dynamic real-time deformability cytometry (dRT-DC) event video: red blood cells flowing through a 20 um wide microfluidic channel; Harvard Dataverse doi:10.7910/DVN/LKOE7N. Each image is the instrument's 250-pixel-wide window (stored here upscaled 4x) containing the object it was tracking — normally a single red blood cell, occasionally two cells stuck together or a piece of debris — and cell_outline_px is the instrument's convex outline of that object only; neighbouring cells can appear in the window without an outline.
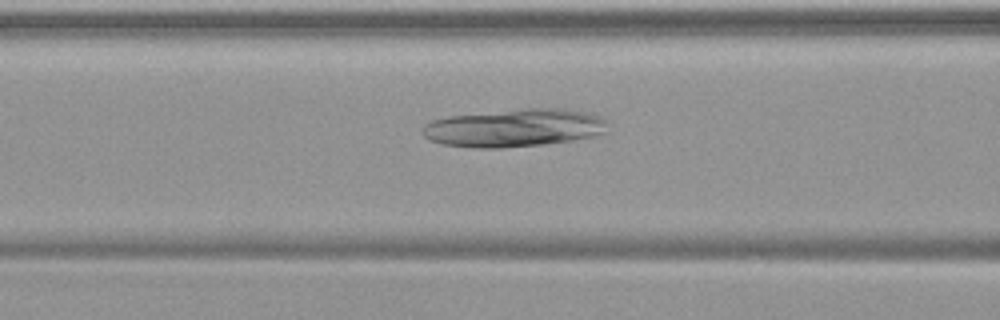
{"species": "common noctule bat (a hibernating species)", "species_latin": "Nyctalus noctula", "temperature_condition": "warm", "stored_images_in_passage": 53, "camera_frame_rate_fps": 3000, "um_per_image_px": 0.085, "animal": {"sex": "female", "body_mass_g": 19.9}, "frame": {"image": 1, "passage_image": 22, "time_ms": 7.0, "image_size_px": [1000, 320], "cell_outline_px": [[604, 132], [596, 136], [572, 140], [544, 144], [500, 148], [476, 148], [444, 144], [432, 140], [424, 136], [420, 132], [420, 128], [424, 124], [432, 120], [448, 116], [528, 108], [564, 108], [588, 112], [600, 116], [604, 120]], "centroid_in_image_um": [43.68, 10.87], "position_along_channel_um": 122.9, "area_um2": 40.86}}
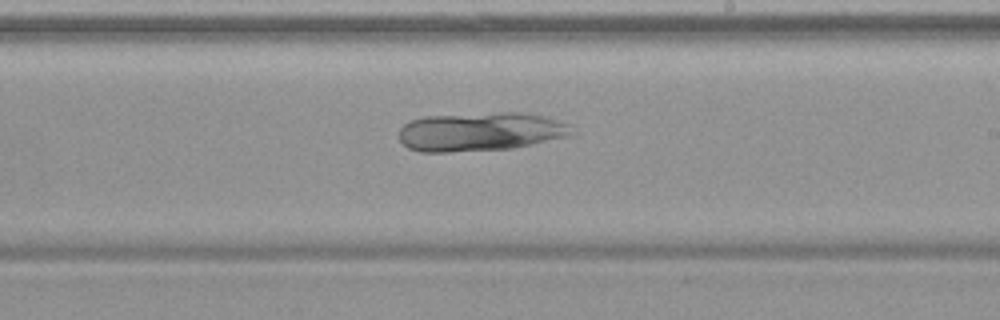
{"frame": {"image": 2, "passage_image": 32, "time_ms": 10.333, "image_size_px": [1000, 320], "cell_outline_px": [[576, 132], [572, 136], [512, 148], [448, 152], [420, 152], [408, 148], [400, 140], [400, 128], [408, 120], [424, 116], [504, 112], [520, 112], [544, 116], [572, 124]], "centroid_in_image_um": [40.89, 11.19], "position_along_channel_um": 248.1, "area_um2": 39.48}}
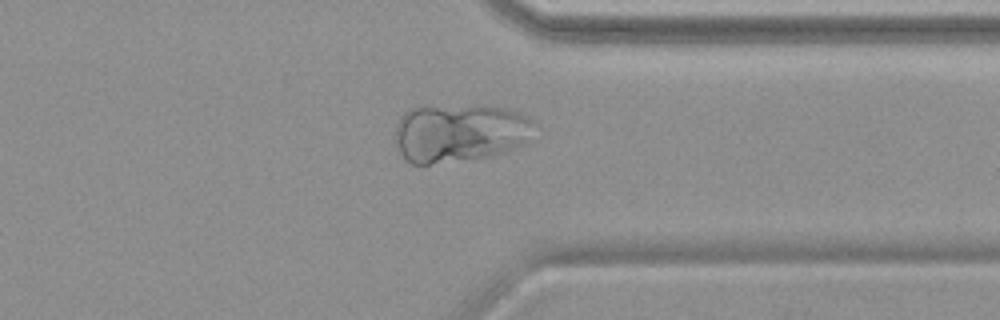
{"frame": {"image": 3, "passage_image": 42, "time_ms": 13.667, "image_size_px": [1000, 320], "cell_outline_px": [[540, 124], [528, 144], [492, 156], [428, 164], [412, 164], [404, 160], [396, 144], [396, 124], [400, 116], [408, 108], [508, 108], [528, 116]], "centroid_in_image_um": [39.16, 11.34], "position_along_channel_um": 372.2, "area_um2": 47.16}}